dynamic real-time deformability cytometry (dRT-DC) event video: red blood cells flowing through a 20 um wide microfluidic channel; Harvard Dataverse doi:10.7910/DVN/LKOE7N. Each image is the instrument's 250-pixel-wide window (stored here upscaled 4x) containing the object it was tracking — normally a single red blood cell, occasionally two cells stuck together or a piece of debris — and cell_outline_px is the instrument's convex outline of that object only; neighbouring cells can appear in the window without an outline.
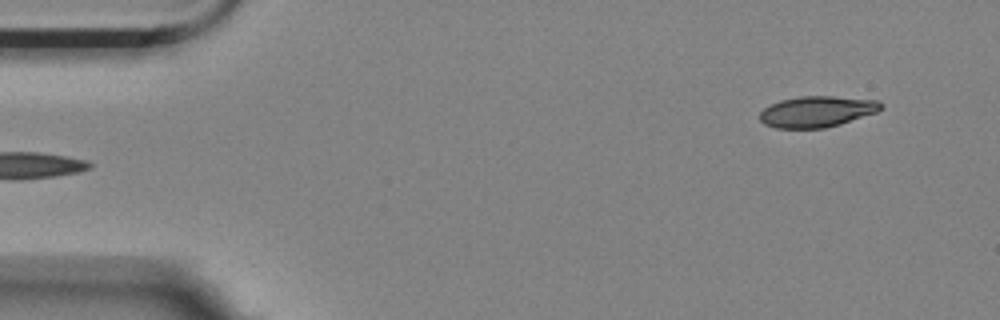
{"species": "Egyptian fruit bat (a non-hibernating species)", "species_latin": "Rousettus aegyptiacus", "temperature_condition": "room temperature", "stored_images_in_passage": 5, "segment_of_instrument_passage": [2, 2], "camera_frame_rate_fps": 3000, "um_per_image_px": 0.085, "animal": {"sex": "female"}, "frame": {"image": 1, "passage_image": 5, "time_ms": 1.333, "image_size_px": [1000, 320], "cell_outline_px": [[884, 108], [876, 112], [840, 124], [824, 128], [776, 128], [764, 124], [760, 120], [760, 112], [764, 108], [780, 100], [800, 96], [832, 96], [880, 100], [884, 104]], "centroid_in_image_um": [69.47, 9.48], "position_along_channel_um": 15.5, "area_um2": 21.96}}